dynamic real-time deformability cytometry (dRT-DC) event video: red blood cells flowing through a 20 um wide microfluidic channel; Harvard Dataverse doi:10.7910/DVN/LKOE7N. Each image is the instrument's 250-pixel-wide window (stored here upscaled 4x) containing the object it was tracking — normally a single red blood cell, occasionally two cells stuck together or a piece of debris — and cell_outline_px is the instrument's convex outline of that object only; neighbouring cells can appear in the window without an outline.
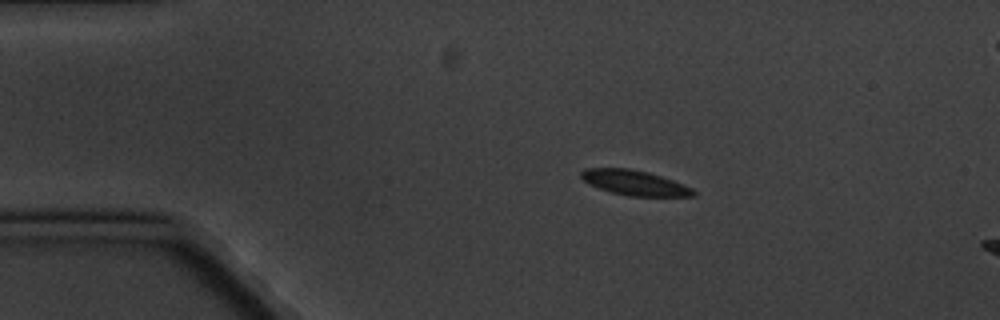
{"species": "common noctule bat (a hibernating species)", "species_latin": "Nyctalus noctula", "temperature_condition": "cold", "stored_images_in_passage": 3, "camera_frame_rate_fps": 3000, "um_per_image_px": 0.085, "animal": {"sex": "male", "body_mass_g": 20.1, "forearm_length_mm": 53.5}, "frame": {"image": 1, "passage_image": 1, "time_ms": 0.0, "image_size_px": [1000, 320], "cell_outline_px": [[696, 196], [628, 196], [612, 192], [588, 184], [580, 176], [580, 172], [584, 168], [628, 168], [648, 172], [684, 184], [692, 188], [696, 192]], "centroid_in_image_um": [53.93, 15.53], "position_along_channel_um": 31.1, "area_um2": 16.3}}